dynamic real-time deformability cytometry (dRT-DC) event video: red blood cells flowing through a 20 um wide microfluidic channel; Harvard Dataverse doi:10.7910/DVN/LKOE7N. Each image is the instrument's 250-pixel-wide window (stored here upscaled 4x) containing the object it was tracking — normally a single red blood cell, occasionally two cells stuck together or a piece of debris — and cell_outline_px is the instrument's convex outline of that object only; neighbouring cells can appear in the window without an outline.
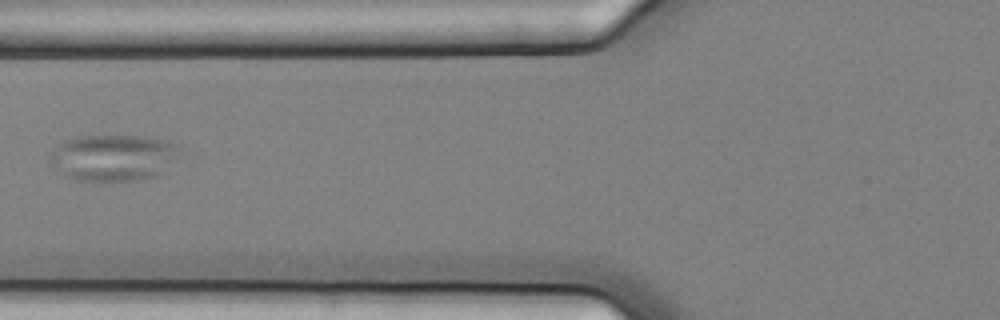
{"species": "common noctule bat (a hibernating species)", "species_latin": "Nyctalus noctula", "temperature_condition": "cold", "stored_images_in_passage": 3, "camera_frame_rate_fps": 3000, "um_per_image_px": 0.085, "animal": {"sex": "female", "body_mass_g": 25.1}, "frame": {"image": 1, "passage_image": 3, "time_ms": 0.667, "image_size_px": [1000, 320], "cell_outline_px": [[180, 148], [172, 160], [160, 176], [136, 180], [72, 180], [64, 176], [60, 172], [52, 160], [52, 152], [64, 140], [76, 136], [140, 136], [168, 140], [180, 144]], "centroid_in_image_um": [9.66, 13.39], "position_along_channel_um": 116.1, "area_um2": 34.74}}